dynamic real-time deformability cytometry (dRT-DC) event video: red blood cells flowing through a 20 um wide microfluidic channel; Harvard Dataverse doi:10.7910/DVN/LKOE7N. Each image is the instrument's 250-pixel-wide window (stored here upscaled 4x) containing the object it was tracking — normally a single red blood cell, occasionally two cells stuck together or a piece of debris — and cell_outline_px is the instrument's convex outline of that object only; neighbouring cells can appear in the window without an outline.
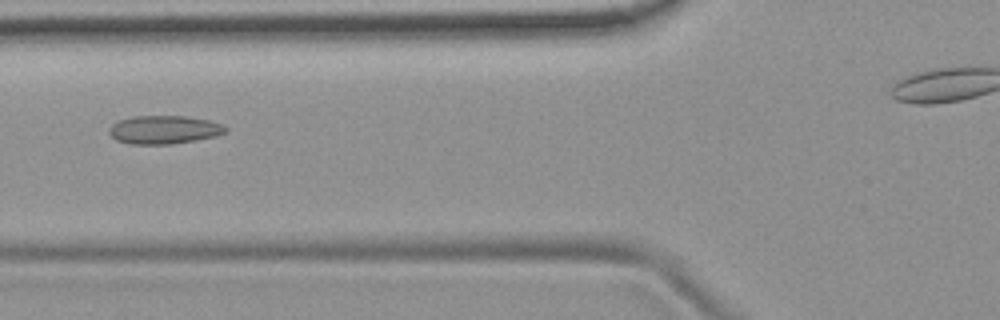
{"species": "common noctule bat (a hibernating species)", "species_latin": "Nyctalus noctula", "temperature_condition": "room temperature", "stored_images_in_passage": 7, "camera_frame_rate_fps": 3000, "um_per_image_px": 0.085, "animal": {"sex": "female", "body_mass_g": 19.9}, "frame": {"image": 1, "passage_image": 7, "time_ms": 7.667, "image_size_px": [1000, 320], "cell_outline_px": [[228, 132], [216, 136], [196, 140], [172, 144], [132, 144], [116, 140], [108, 132], [108, 128], [112, 124], [120, 120], [132, 116], [184, 116], [208, 120], [224, 124], [228, 128]], "centroid_in_image_um": [13.97, 11.02], "position_along_channel_um": 111.8, "area_um2": 19.36}}